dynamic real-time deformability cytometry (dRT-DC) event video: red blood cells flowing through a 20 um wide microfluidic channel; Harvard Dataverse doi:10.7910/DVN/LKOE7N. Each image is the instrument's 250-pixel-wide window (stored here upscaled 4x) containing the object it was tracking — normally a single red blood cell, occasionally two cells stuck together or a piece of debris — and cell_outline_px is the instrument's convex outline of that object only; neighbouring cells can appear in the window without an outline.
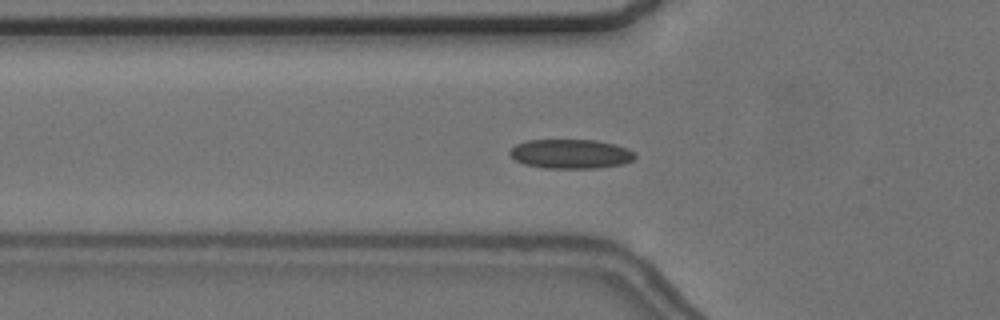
{"species": "common noctule bat (a hibernating species)", "species_latin": "Nyctalus noctula", "temperature_condition": "cold", "stored_images_in_passage": 55, "camera_frame_rate_fps": 3000, "um_per_image_px": 0.085, "animal": {"sex": "female", "body_mass_g": 24.6, "forearm_length_mm": 56.2}, "frame": {"image": 1, "passage_image": 18, "time_ms": 5.667, "image_size_px": [1000, 320], "cell_outline_px": [[636, 156], [632, 160], [624, 164], [596, 168], [544, 168], [524, 164], [516, 160], [508, 152], [516, 144], [524, 140], [596, 140], [616, 144], [628, 148], [636, 152]], "centroid_in_image_um": [48.54, 13.07], "position_along_channel_um": 77.3, "area_um2": 21.56}}
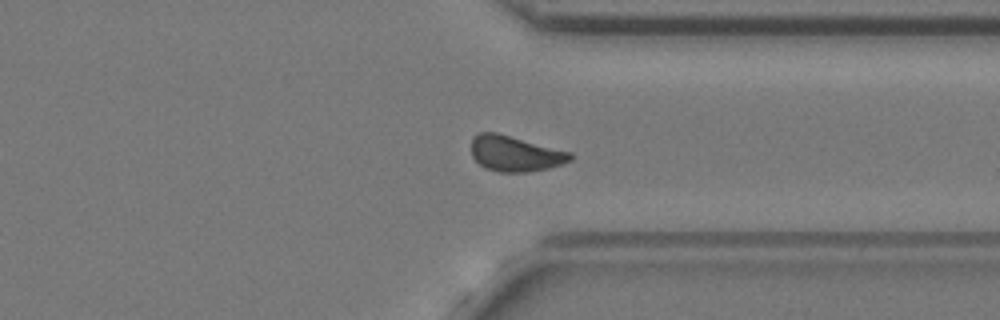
{"frame": {"image": 2, "passage_image": 42, "time_ms": 13.667, "image_size_px": [1000, 320], "cell_outline_px": [[572, 160], [564, 164], [548, 168], [528, 172], [500, 172], [484, 168], [472, 156], [472, 136], [480, 132], [496, 132], [572, 152]], "centroid_in_image_um": [43.79, 13.06], "position_along_channel_um": 367.6, "area_um2": 20.63}}
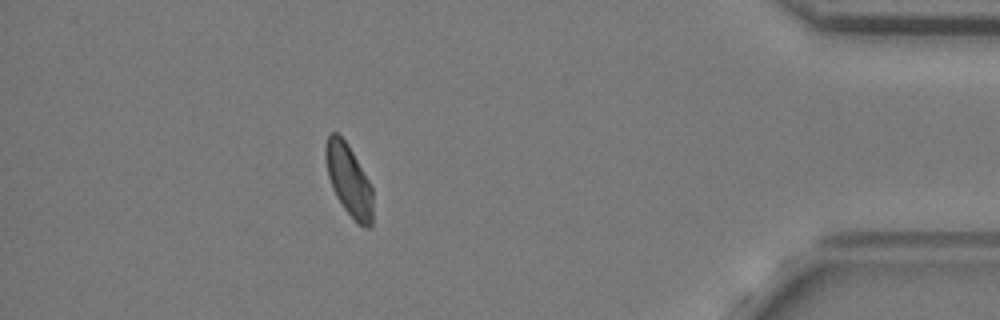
{"frame": {"image": 3, "passage_image": 49, "time_ms": 16.0, "image_size_px": [1000, 320], "cell_outline_px": [[372, 224], [368, 228], [364, 228], [344, 208], [336, 196], [332, 188], [328, 176], [324, 156], [324, 148], [328, 136], [332, 132], [336, 132], [348, 144], [368, 180], [372, 188]], "centroid_in_image_um": [29.62, 15.29], "position_along_channel_um": 405.6, "area_um2": 19.42}, "authors_computed_cell_mechanics": {"area_um2": 20.6346, "velocity_mm_per_s": 3.6201, "shape_relaxation_time_tau1_ms": null, "shape_relaxation_time_tau2_ms": 1.9389, "deformation_change_tau1": null, "deformation_change_tau2": 0.0716}}